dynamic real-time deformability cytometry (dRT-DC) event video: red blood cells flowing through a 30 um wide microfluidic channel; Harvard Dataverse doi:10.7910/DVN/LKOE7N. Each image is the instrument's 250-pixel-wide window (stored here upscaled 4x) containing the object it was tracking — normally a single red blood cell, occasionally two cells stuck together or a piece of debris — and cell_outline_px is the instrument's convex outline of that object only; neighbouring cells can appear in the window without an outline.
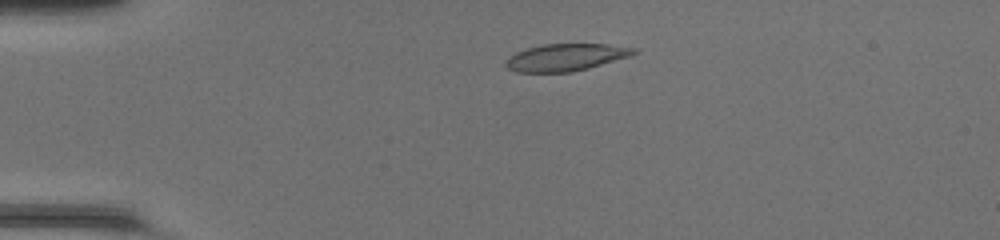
{"species": "common noctule bat (a hibernating species)", "species_latin": "Nyctalus noctula", "temperature_condition": "room temperature", "stored_images_in_passage": 45, "camera_frame_rate_fps": 3000, "um_per_image_px": 0.085, "animal": {"sex": "female", "body_mass_g": 20.0, "forearm_length_mm": 54.0}, "frame": {"image": 1, "passage_image": 8, "time_ms": 2.333, "image_size_px": [1000, 240], "cell_outline_px": [[640, 52], [628, 56], [588, 68], [572, 72], [516, 72], [508, 68], [504, 64], [516, 52], [528, 48], [544, 44], [608, 44], [636, 48]], "centroid_in_image_um": [48.12, 4.87], "position_along_channel_um": 36.9, "area_um2": 20.0}}
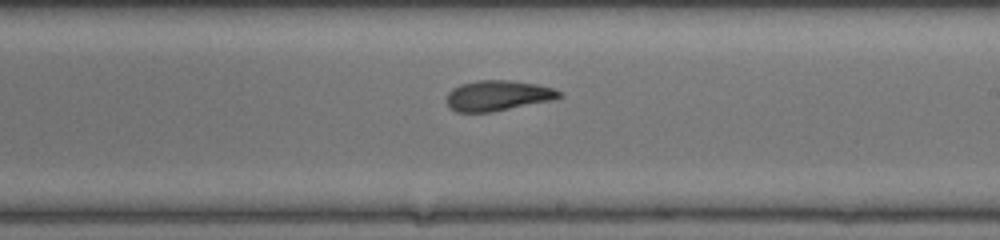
{"frame": {"image": 2, "passage_image": 26, "time_ms": 8.333, "image_size_px": [1000, 240], "cell_outline_px": [[564, 96], [552, 100], [492, 112], [456, 112], [448, 104], [448, 92], [452, 88], [460, 84], [476, 80], [512, 80], [536, 84], [552, 88], [564, 92]], "centroid_in_image_um": [42.35, 8.11], "position_along_channel_um": 246.6, "area_um2": 20.0}}
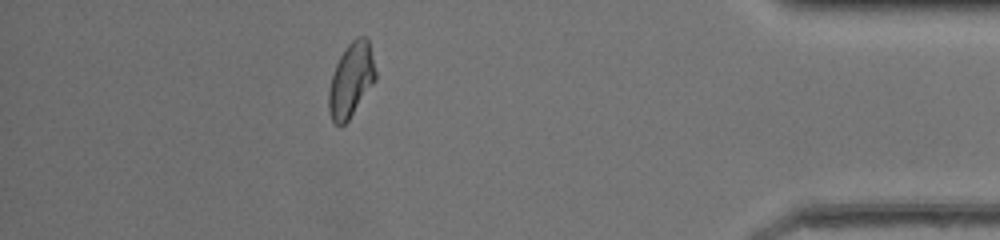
{"frame": {"image": 3, "passage_image": 40, "time_ms": 13.0, "image_size_px": [1000, 240], "cell_outline_px": [[376, 80], [348, 120], [340, 128], [332, 120], [328, 108], [328, 88], [336, 64], [344, 48], [356, 36], [368, 36], [376, 72]], "centroid_in_image_um": [29.84, 6.78], "position_along_channel_um": 405.4, "area_um2": 20.35}, "authors_computed_cell_mechanics": {"area_um2": 20.4034, "velocity_mm_per_s": 4.2974, "shape_relaxation_time_tau1_ms": 7.0349, "shape_relaxation_time_tau2_ms": 1.683, "deformation_change_tau1": 0.2141, "deformation_change_tau2": 0.0785}}